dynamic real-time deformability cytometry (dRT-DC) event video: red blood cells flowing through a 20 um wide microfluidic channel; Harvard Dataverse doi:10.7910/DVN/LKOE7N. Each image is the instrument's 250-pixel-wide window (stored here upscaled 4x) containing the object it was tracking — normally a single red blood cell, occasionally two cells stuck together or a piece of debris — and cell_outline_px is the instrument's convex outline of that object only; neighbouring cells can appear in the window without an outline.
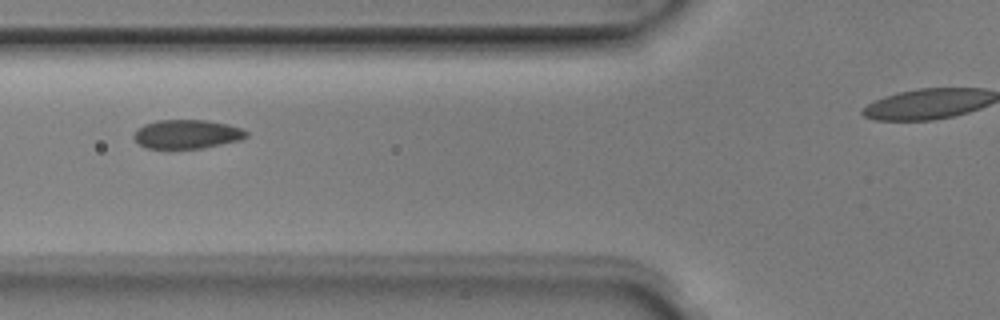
{"species": "Egyptian fruit bat (a non-hibernating species)", "species_latin": "Rousettus aegyptiacus", "temperature_condition": "room temperature", "stored_images_in_passage": 3, "camera_frame_rate_fps": 3000, "um_per_image_px": 0.085, "animal": {"sex": "male"}, "frame": {"image": 1, "passage_image": 3, "time_ms": 0.667, "image_size_px": [1000, 320], "cell_outline_px": [[248, 136], [240, 140], [200, 148], [168, 152], [144, 148], [132, 136], [136, 128], [144, 124], [156, 120], [204, 120], [228, 124], [244, 128], [248, 132]], "centroid_in_image_um": [15.82, 11.44], "position_along_channel_um": 110.0, "area_um2": 19.83}}